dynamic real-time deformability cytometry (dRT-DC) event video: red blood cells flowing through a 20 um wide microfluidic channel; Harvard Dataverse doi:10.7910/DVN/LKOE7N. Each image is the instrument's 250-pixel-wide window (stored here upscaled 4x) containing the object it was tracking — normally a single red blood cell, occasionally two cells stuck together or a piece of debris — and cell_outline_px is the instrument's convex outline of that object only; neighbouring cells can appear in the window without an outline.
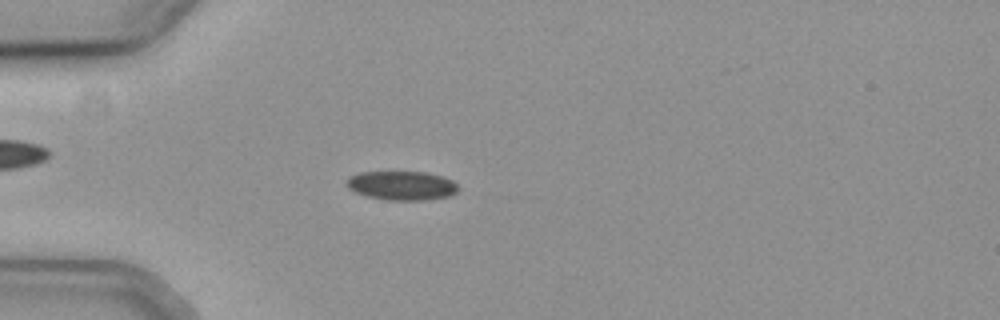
{"species": "common noctule bat (a hibernating species)", "species_latin": "Nyctalus noctula", "temperature_condition": "cold", "stored_images_in_passage": 57, "camera_frame_rate_fps": 3000, "um_per_image_px": 0.085, "animal": {"sex": "female", "body_mass_g": 19.3, "forearm_length_mm": 54.1}, "frame": {"image": 1, "passage_image": 17, "time_ms": 5.333, "image_size_px": [1000, 320], "cell_outline_px": [[460, 188], [456, 192], [448, 196], [428, 200], [388, 200], [368, 196], [356, 192], [348, 188], [348, 176], [360, 172], [424, 172], [444, 176], [452, 180]], "centroid_in_image_um": [34.18, 15.77], "position_along_channel_um": 50.8, "area_um2": 18.84}}
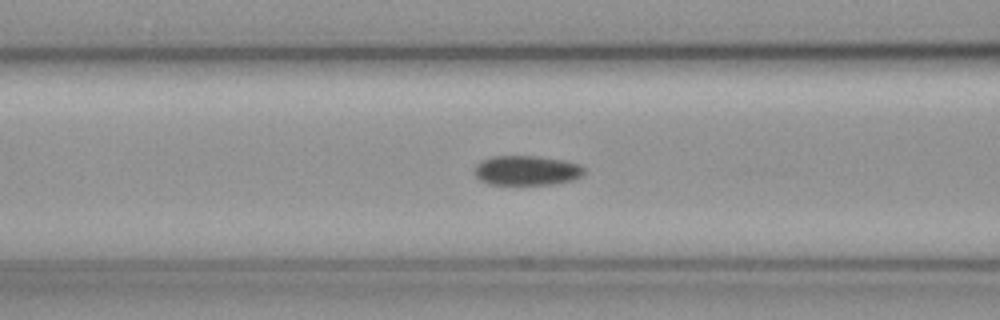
{"frame": {"image": 2, "passage_image": 24, "time_ms": 7.667, "image_size_px": [1000, 320], "cell_outline_px": [[584, 172], [580, 176], [572, 180], [552, 184], [488, 184], [480, 180], [472, 172], [476, 164], [492, 156], [536, 156], [564, 160], [580, 164], [584, 168]], "centroid_in_image_um": [44.74, 14.48], "position_along_channel_um": 121.9, "area_um2": 18.96}}
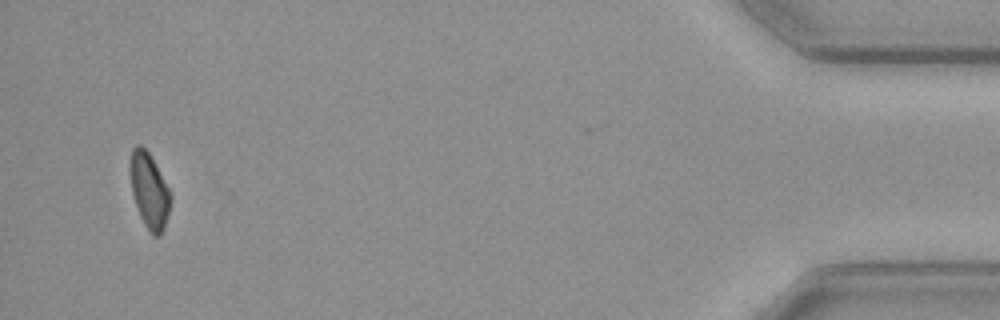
{"frame": {"image": 3, "passage_image": 55, "time_ms": 18.0, "image_size_px": [1000, 320], "cell_outline_px": [[172, 196], [164, 228], [160, 236], [152, 236], [148, 232], [140, 216], [132, 192], [128, 168], [128, 164], [132, 148], [136, 144], [140, 144], [148, 152], [168, 188]], "centroid_in_image_um": [12.65, 16.2], "position_along_channel_um": 422.5, "area_um2": 17.74}, "authors_computed_cell_mechanics": {"area_um2": 18.785, "velocity_mm_per_s": 3.7076, "shape_relaxation_time_tau1_ms": 2.0016, "shape_relaxation_time_tau2_ms": null, "deformation_change_tau1": 0.0415, "deformation_change_tau2": null}}